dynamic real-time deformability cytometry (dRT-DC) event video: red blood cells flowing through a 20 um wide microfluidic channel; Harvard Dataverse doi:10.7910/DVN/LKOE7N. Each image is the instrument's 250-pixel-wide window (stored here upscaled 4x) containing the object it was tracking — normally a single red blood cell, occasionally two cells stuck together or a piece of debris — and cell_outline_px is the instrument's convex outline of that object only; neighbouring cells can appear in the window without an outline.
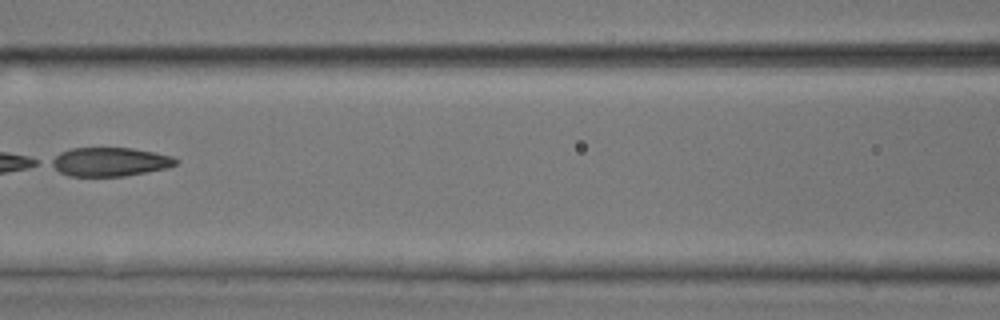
{"species": "common noctule bat (a hibernating species)", "species_latin": "Nyctalus noctula", "temperature_condition": "room temperature", "stored_images_in_passage": 8, "camera_frame_rate_fps": 3000, "um_per_image_px": 0.085, "animal": {"sex": "male", "body_mass_g": 17.9, "forearm_length_mm": 54.2}, "frame": {"image": 1, "passage_image": 6, "time_ms": 1.667, "image_size_px": [1000, 320], "cell_outline_px": [[180, 160], [176, 164], [168, 168], [124, 176], [68, 176], [60, 172], [48, 164], [48, 160], [60, 152], [72, 148], [132, 148], [172, 156]], "centroid_in_image_um": [9.29, 13.76], "position_along_channel_um": 157.3, "area_um2": 21.04}}
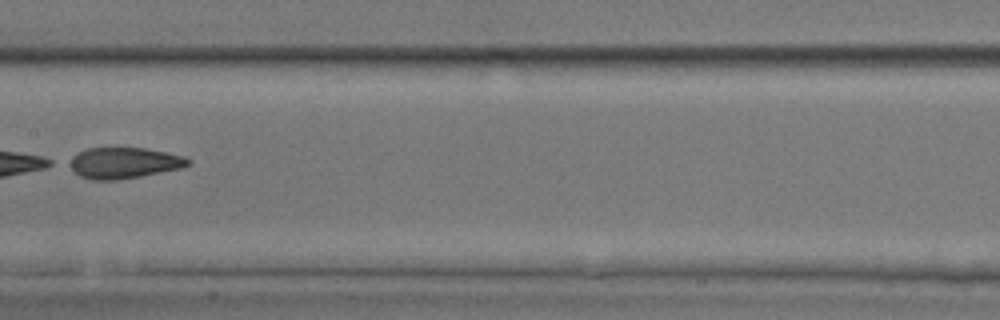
{"frame": {"image": 2, "passage_image": 7, "time_ms": 2.0, "image_size_px": [1000, 320], "cell_outline_px": [[192, 164], [180, 168], [140, 176], [116, 180], [92, 180], [80, 176], [64, 164], [64, 160], [76, 152], [88, 148], [144, 148], [184, 156], [192, 160]], "centroid_in_image_um": [10.43, 13.84], "position_along_channel_um": 197.0, "area_um2": 21.79}}